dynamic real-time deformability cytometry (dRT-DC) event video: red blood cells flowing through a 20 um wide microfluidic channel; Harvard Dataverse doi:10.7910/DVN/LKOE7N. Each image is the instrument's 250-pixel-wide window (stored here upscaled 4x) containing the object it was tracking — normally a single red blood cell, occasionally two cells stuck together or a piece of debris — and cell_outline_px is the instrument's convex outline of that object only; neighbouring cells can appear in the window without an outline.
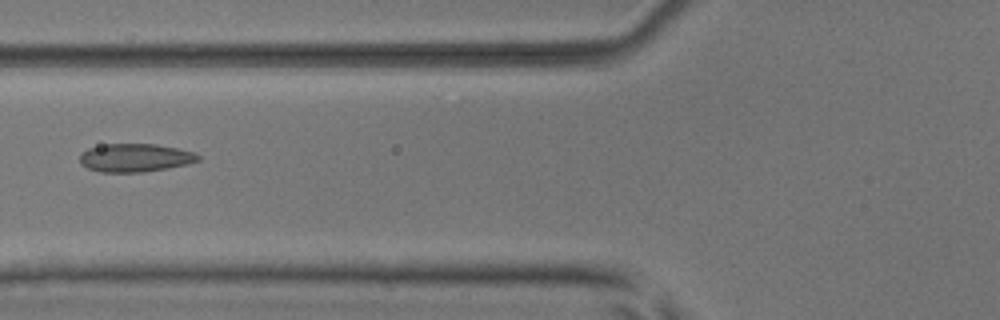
{"species": "common noctule bat (a hibernating species)", "species_latin": "Nyctalus noctula", "temperature_condition": "room temperature", "stored_images_in_passage": 3, "camera_frame_rate_fps": 3000, "um_per_image_px": 0.085, "animal": {"sex": "male", "body_mass_g": 17.9, "forearm_length_mm": 54.2}, "frame": {"image": 1, "passage_image": 3, "time_ms": 2.333, "image_size_px": [1000, 320], "cell_outline_px": [[200, 160], [168, 168], [140, 172], [100, 172], [88, 168], [80, 164], [80, 152], [88, 148], [104, 144], [156, 144], [196, 152], [200, 156]], "centroid_in_image_um": [11.46, 13.4], "position_along_channel_um": 114.3, "area_um2": 19.48}}